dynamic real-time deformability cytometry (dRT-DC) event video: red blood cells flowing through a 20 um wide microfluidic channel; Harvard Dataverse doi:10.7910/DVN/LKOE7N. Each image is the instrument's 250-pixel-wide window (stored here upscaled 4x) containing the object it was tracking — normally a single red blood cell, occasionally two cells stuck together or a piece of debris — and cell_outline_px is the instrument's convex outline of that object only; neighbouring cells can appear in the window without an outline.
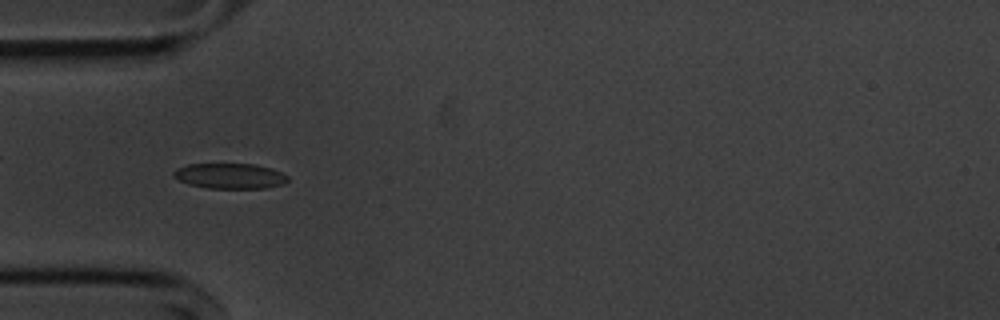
{"species": "common noctule bat (a hibernating species)", "species_latin": "Nyctalus noctula", "temperature_condition": "cold", "stored_images_in_passage": 54, "camera_frame_rate_fps": 3000, "um_per_image_px": 0.085, "animal": {"sex": "male", "body_mass_g": 20.1, "forearm_length_mm": 53.5}, "frame": {"image": 1, "passage_image": 16, "time_ms": 5.0, "image_size_px": [1000, 320], "cell_outline_px": [[288, 180], [284, 184], [264, 188], [208, 188], [188, 184], [172, 176], [172, 172], [176, 168], [188, 164], [256, 164], [280, 172], [288, 176]], "centroid_in_image_um": [19.51, 14.96], "position_along_channel_um": 65.5, "area_um2": 16.82}}
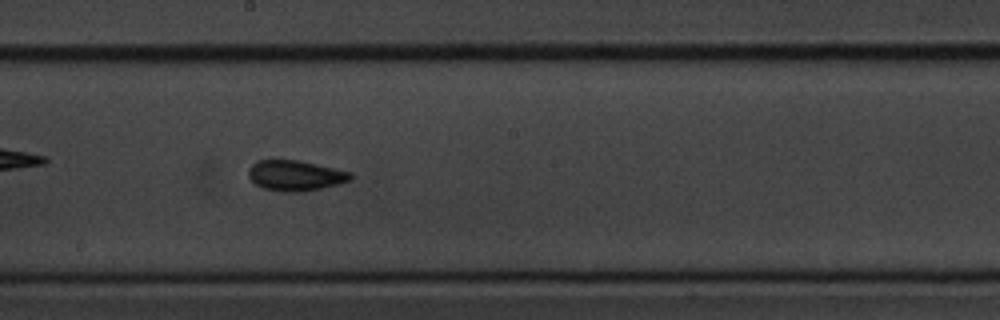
{"frame": {"image": 2, "passage_image": 29, "time_ms": 9.333, "image_size_px": [1000, 320], "cell_outline_px": [[352, 176], [348, 180], [336, 184], [304, 192], [284, 192], [264, 188], [256, 184], [248, 176], [248, 168], [256, 160], [296, 160], [352, 172]], "centroid_in_image_um": [25.05, 14.92], "position_along_channel_um": 223.1, "area_um2": 17.86}}
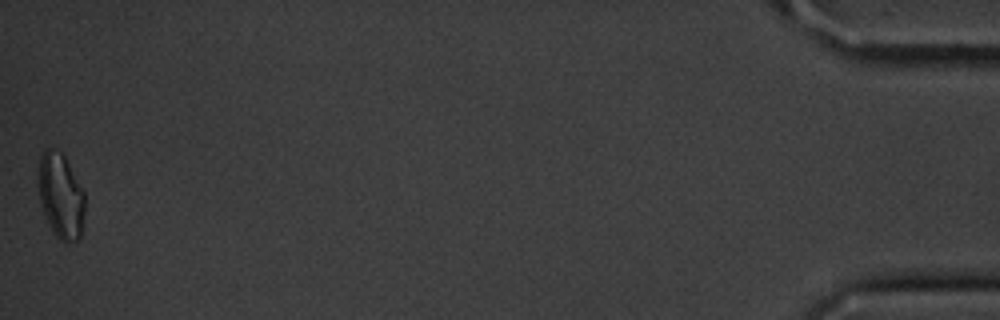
{"frame": {"image": 3, "passage_image": 54, "time_ms": 17.667, "image_size_px": [1000, 320], "cell_outline_px": [[84, 212], [80, 240], [68, 244], [64, 244], [52, 232], [44, 216], [40, 204], [36, 180], [40, 156], [44, 148], [52, 148], [60, 152], [64, 156], [84, 192]], "centroid_in_image_um": [5.12, 16.69], "position_along_channel_um": 430.1, "area_um2": 23.7}, "authors_computed_cell_mechanics": {"area_um2": 17.5423, "velocity_mm_per_s": 3.6273, "shape_relaxation_time_tau1_ms": 4.3004, "shape_relaxation_time_tau2_ms": 2.9273, "deformation_change_tau1": 0.1022, "deformation_change_tau2": 0.0703}}